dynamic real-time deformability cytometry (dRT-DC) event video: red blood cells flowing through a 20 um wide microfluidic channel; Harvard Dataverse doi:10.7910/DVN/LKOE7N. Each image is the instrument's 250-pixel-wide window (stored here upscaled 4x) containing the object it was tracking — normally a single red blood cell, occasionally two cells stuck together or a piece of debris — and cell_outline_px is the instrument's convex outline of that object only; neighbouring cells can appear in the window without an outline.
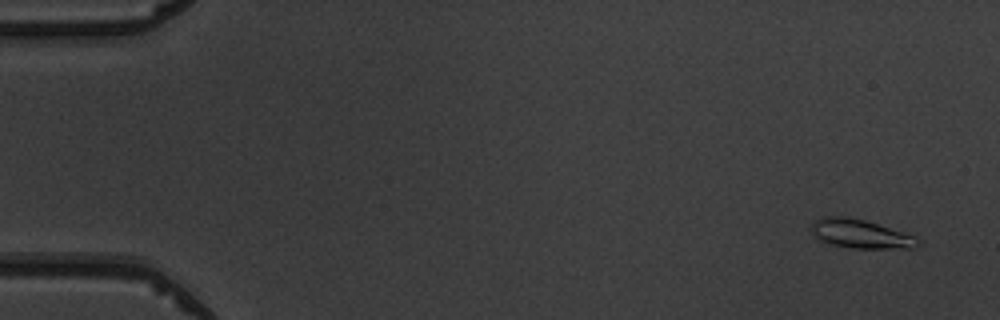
{"species": "common noctule bat (a hibernating species)", "species_latin": "Nyctalus noctula", "temperature_condition": "warm", "stored_images_in_passage": 52, "camera_frame_rate_fps": 3000, "um_per_image_px": 0.085, "animal": {"sex": "male", "body_mass_g": 19.5, "forearm_length_mm": 54.6}, "frame": {"image": 1, "passage_image": 3, "time_ms": 0.667, "image_size_px": [1000, 320], "cell_outline_px": [[924, 240], [920, 244], [912, 248], [852, 248], [832, 244], [820, 240], [808, 228], [812, 220], [824, 216], [848, 216], [864, 220], [904, 232], [916, 236]], "centroid_in_image_um": [73.14, 19.86], "position_along_channel_um": 11.9, "area_um2": 18.15}}
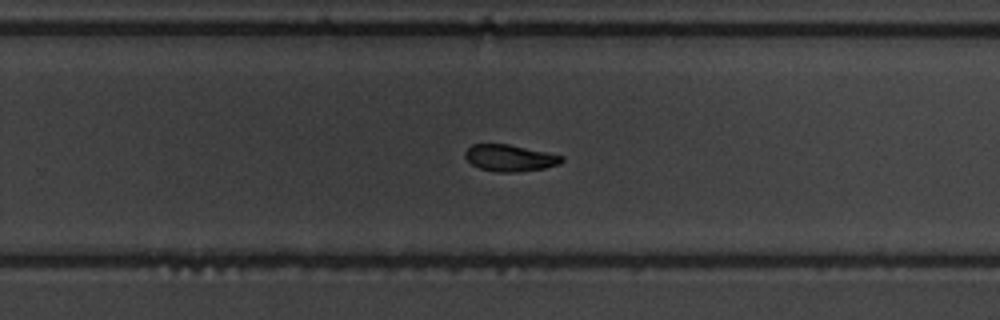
{"frame": {"image": 2, "passage_image": 34, "time_ms": 11.0, "image_size_px": [1000, 320], "cell_outline_px": [[564, 160], [560, 164], [544, 168], [516, 172], [496, 172], [480, 168], [472, 164], [464, 156], [464, 152], [472, 144], [508, 144], [564, 156]], "centroid_in_image_um": [43.34, 13.43], "position_along_channel_um": 286.5, "area_um2": 14.91}}
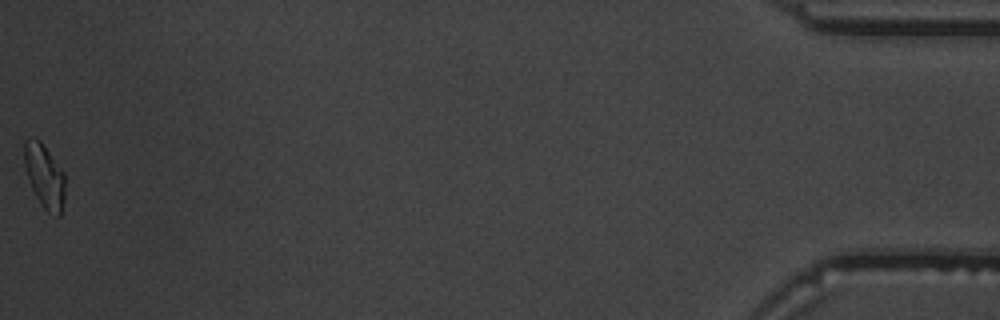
{"frame": {"image": 3, "passage_image": 52, "time_ms": 17.0, "image_size_px": [1000, 320], "cell_outline_px": [[64, 200], [60, 216], [56, 216], [48, 212], [40, 204], [28, 180], [24, 164], [24, 140], [32, 136], [40, 140], [64, 172]], "centroid_in_image_um": [3.77, 14.95], "position_along_channel_um": 431.4, "area_um2": 15.26}, "authors_computed_cell_mechanics": {"area_um2": 15.8372, "velocity_mm_per_s": 3.9773, "shape_relaxation_time_tau1_ms": 2.7653, "shape_relaxation_time_tau2_ms": 4.6522, "deformation_change_tau1": 0.1568, "deformation_change_tau2": 0.0914}}